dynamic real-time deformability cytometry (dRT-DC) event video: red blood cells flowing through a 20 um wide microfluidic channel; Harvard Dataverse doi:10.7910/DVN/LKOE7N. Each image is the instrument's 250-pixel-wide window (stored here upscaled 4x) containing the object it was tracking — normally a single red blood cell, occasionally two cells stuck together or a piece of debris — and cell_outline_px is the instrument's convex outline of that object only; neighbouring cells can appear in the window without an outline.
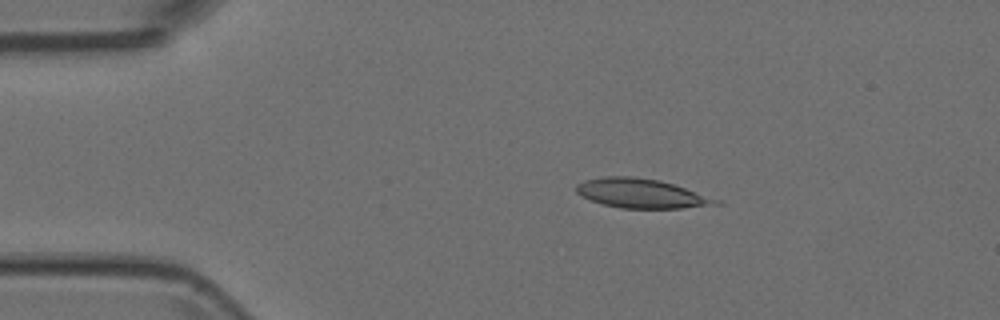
{"species": "Egyptian fruit bat (a non-hibernating species)", "species_latin": "Rousettus aegyptiacus", "temperature_condition": "room temperature", "stored_images_in_passage": 7, "camera_frame_rate_fps": 3000, "um_per_image_px": 0.085, "animal": {"sex": "female"}, "frame": {"image": 1, "passage_image": 3, "time_ms": 0.667, "image_size_px": [1000, 320], "cell_outline_px": [[724, 204], [680, 208], [620, 208], [604, 204], [580, 196], [576, 192], [576, 184], [584, 180], [604, 176], [632, 176], [660, 180], [724, 200]], "centroid_in_image_um": [54.56, 16.44], "position_along_channel_um": 30.4, "area_um2": 24.04}}
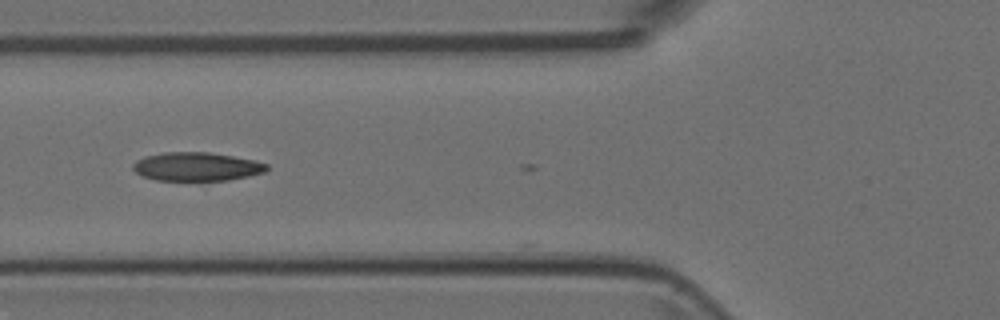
{"frame": {"image": 2, "passage_image": 6, "time_ms": 1.667, "image_size_px": [1000, 320], "cell_outline_px": [[268, 168], [264, 172], [248, 176], [228, 180], [156, 180], [144, 176], [136, 172], [132, 168], [132, 164], [136, 160], [144, 156], [164, 152], [208, 152], [256, 160], [268, 164]], "centroid_in_image_um": [16.71, 14.15], "position_along_channel_um": 109.1, "area_um2": 22.25}}